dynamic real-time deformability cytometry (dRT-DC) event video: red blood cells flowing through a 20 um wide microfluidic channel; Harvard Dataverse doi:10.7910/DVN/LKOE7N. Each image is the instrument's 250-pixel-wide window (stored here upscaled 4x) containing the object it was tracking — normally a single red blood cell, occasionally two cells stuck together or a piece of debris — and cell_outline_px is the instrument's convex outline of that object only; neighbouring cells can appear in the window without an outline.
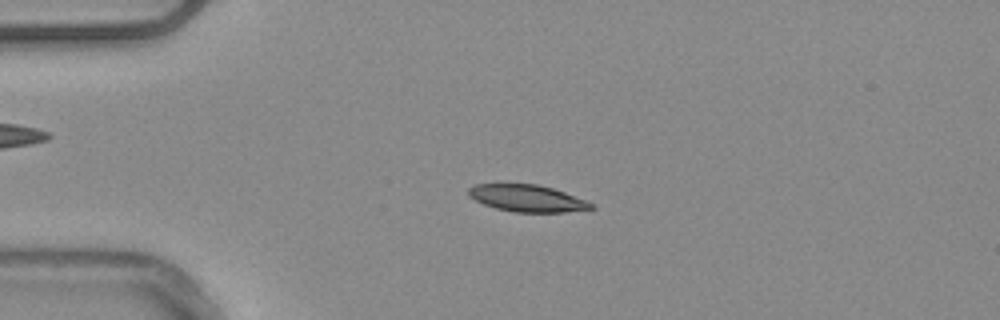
{"species": "common noctule bat (a hibernating species)", "species_latin": "Nyctalus noctula", "temperature_condition": "warm", "stored_images_in_passage": 51, "camera_frame_rate_fps": 3000, "um_per_image_px": 0.085, "animal": {"sex": "male", "body_mass_g": 20.4}, "frame": {"image": 1, "passage_image": 13, "time_ms": 4.0, "image_size_px": [1000, 320], "cell_outline_px": [[596, 208], [564, 212], [512, 212], [496, 208], [484, 204], [468, 196], [468, 188], [476, 184], [536, 184], [552, 188], [564, 192], [584, 200], [592, 204]], "centroid_in_image_um": [44.78, 16.85], "position_along_channel_um": 40.2, "area_um2": 19.02}}
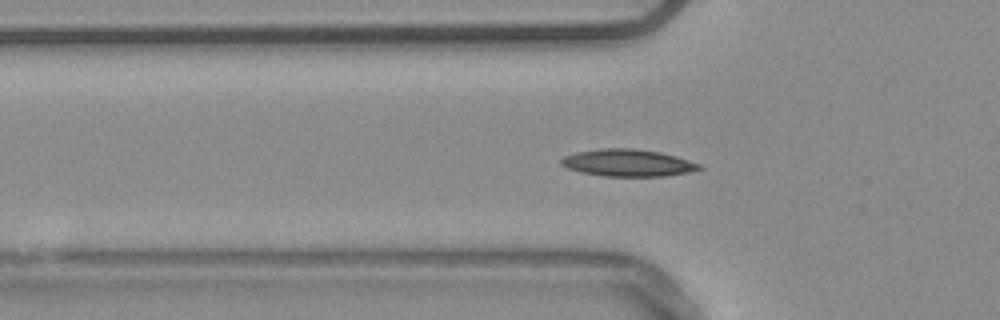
{"frame": {"image": 2, "passage_image": 18, "time_ms": 5.667, "image_size_px": [1000, 320], "cell_outline_px": [[704, 168], [688, 172], [668, 176], [600, 176], [580, 172], [568, 168], [560, 164], [560, 160], [564, 156], [576, 152], [600, 148], [632, 148], [660, 152], [676, 156], [700, 164]], "centroid_in_image_um": [53.35, 13.84], "position_along_channel_um": 72.5, "area_um2": 21.91}}
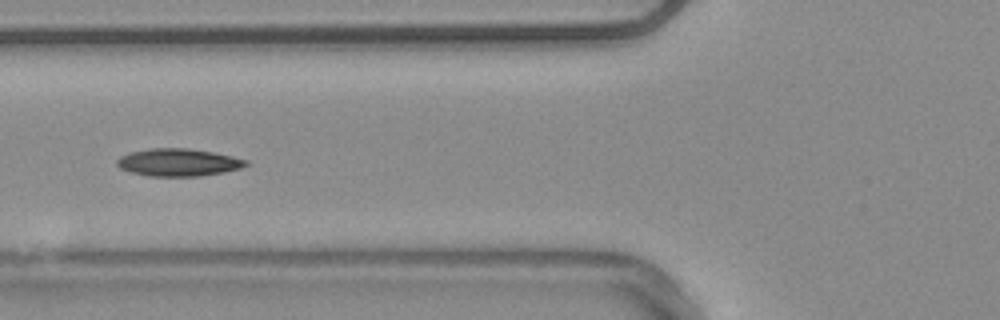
{"frame": {"image": 3, "passage_image": 21, "time_ms": 6.667, "image_size_px": [1000, 320], "cell_outline_px": [[252, 164], [240, 168], [224, 172], [200, 176], [148, 176], [132, 172], [120, 168], [116, 164], [116, 160], [120, 156], [132, 152], [152, 148], [188, 148], [212, 152], [232, 156], [248, 160]], "centroid_in_image_um": [15.19, 13.8], "position_along_channel_um": 110.6, "area_um2": 20.69}, "authors_computed_cell_mechanics": {"area_um2": 19.7098, "velocity_mm_per_s": 3.7648, "shape_relaxation_time_tau1_ms": null, "shape_relaxation_time_tau2_ms": 11.3534, "deformation_change_tau1": null, "deformation_change_tau2": 0.1614}}